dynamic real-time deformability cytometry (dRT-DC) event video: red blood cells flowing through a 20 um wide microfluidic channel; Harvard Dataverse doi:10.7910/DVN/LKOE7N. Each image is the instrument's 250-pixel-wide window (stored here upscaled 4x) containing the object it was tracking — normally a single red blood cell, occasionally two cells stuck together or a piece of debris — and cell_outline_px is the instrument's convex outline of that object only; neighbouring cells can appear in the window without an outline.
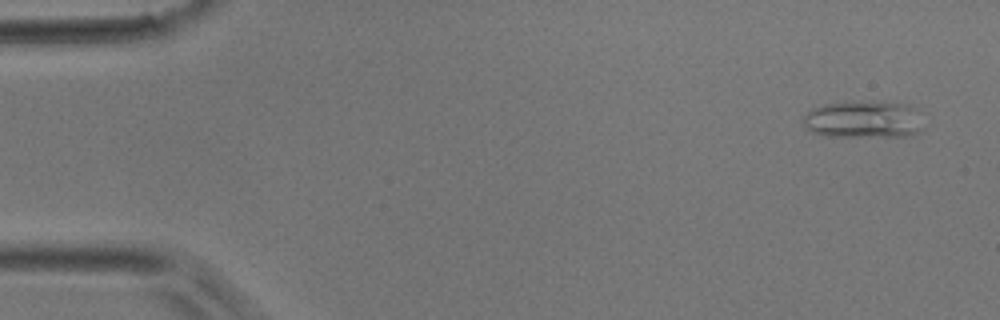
{"species": "common noctule bat (a hibernating species)", "species_latin": "Nyctalus noctula", "temperature_condition": "room temperature", "stored_images_in_passage": 36, "camera_frame_rate_fps": 3000, "um_per_image_px": 0.085, "animal": {"sex": "male", "body_mass_g": 17.9}, "frame": {"image": 1, "passage_image": 2, "time_ms": 0.333, "image_size_px": [1000, 320], "cell_outline_px": [[920, 128], [912, 136], [824, 136], [812, 132], [804, 128], [804, 116], [812, 108], [824, 104], [852, 100], [904, 104], [916, 108], [920, 112]], "centroid_in_image_um": [73.36, 10.14], "position_along_channel_um": 11.6, "area_um2": 26.24}}
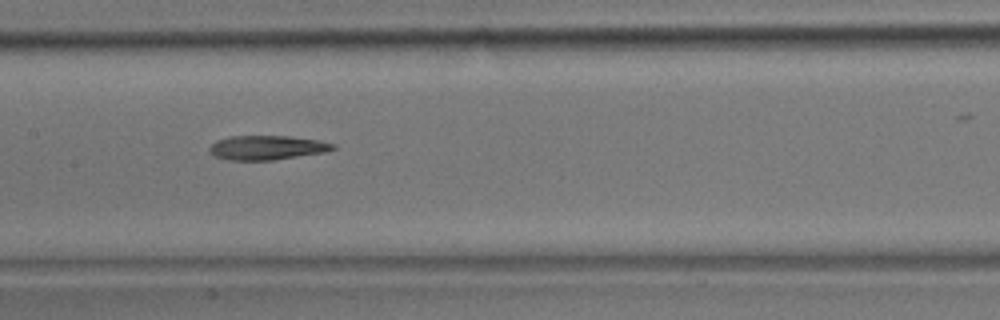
{"frame": {"image": 2, "passage_image": 21, "time_ms": 6.667, "image_size_px": [1000, 320], "cell_outline_px": [[336, 148], [324, 152], [272, 160], [228, 160], [216, 156], [208, 148], [216, 140], [228, 136], [288, 136], [316, 140], [336, 144]], "centroid_in_image_um": [22.68, 12.54], "position_along_channel_um": 184.7, "area_um2": 17.28}}
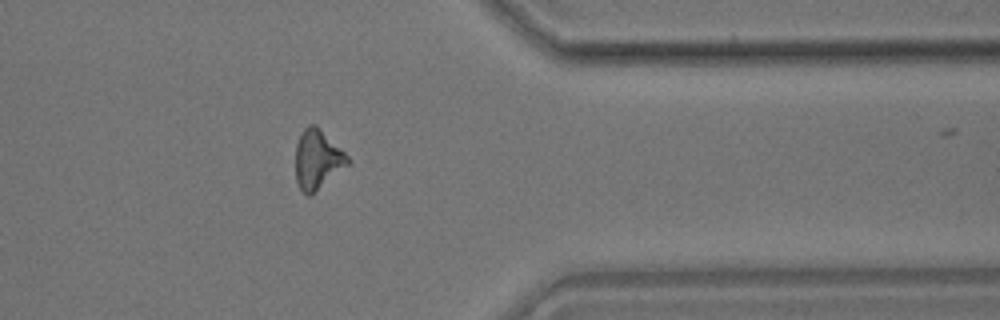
{"frame": {"image": 3, "passage_image": 35, "time_ms": 11.333, "image_size_px": [1000, 320], "cell_outline_px": [[352, 160], [348, 164], [312, 196], [308, 196], [300, 188], [296, 180], [296, 144], [304, 128], [308, 124], [316, 124]], "centroid_in_image_um": [26.98, 13.56], "position_along_channel_um": 384.4, "area_um2": 17.98}}